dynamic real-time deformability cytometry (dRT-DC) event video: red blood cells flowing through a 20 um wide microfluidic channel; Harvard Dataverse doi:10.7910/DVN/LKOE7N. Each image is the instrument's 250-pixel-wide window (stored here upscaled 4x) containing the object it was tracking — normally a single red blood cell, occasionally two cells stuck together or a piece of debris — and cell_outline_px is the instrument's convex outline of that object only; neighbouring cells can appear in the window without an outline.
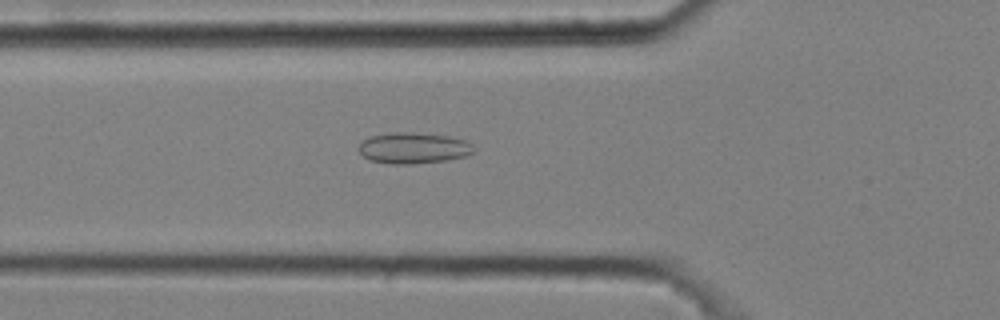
{"species": "common noctule bat (a hibernating species)", "species_latin": "Nyctalus noctula", "temperature_condition": "cold", "stored_images_in_passage": 45, "camera_frame_rate_fps": 3000, "um_per_image_px": 0.085, "animal": {"sex": "male", "body_mass_g": 20.4}, "frame": {"image": 1, "passage_image": 13, "time_ms": 4.0, "image_size_px": [1000, 320], "cell_outline_px": [[476, 148], [472, 152], [464, 156], [444, 160], [412, 164], [388, 164], [368, 160], [356, 148], [368, 136], [392, 132], [412, 132], [448, 136], [468, 140]], "centroid_in_image_um": [35.11, 12.57], "position_along_channel_um": 90.7, "area_um2": 20.98}}
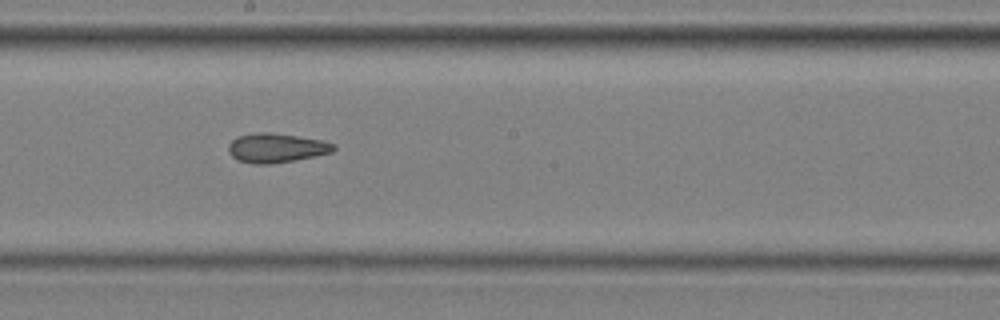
{"frame": {"image": 2, "passage_image": 24, "time_ms": 7.667, "image_size_px": [1000, 320], "cell_outline_px": [[336, 148], [332, 152], [316, 156], [268, 164], [252, 164], [240, 160], [232, 156], [228, 152], [228, 144], [236, 136], [256, 132], [268, 132], [324, 140], [336, 144]], "centroid_in_image_um": [23.49, 12.56], "position_along_channel_um": 224.7, "area_um2": 17.98}}
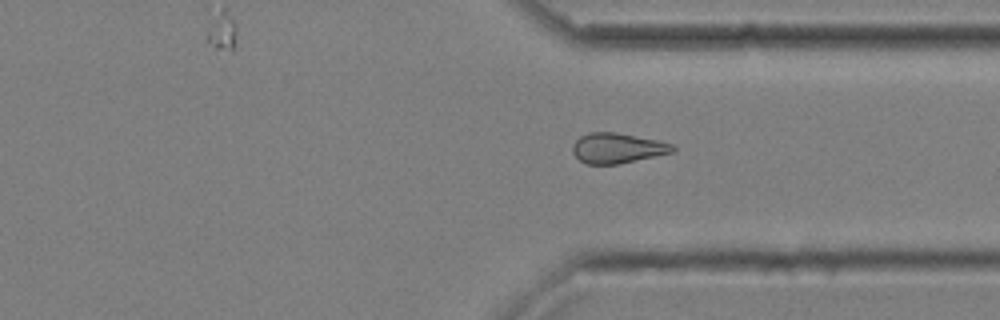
{"frame": {"image": 3, "passage_image": 35, "time_ms": 11.333, "image_size_px": [1000, 320], "cell_outline_px": [[676, 148], [672, 152], [620, 164], [588, 164], [580, 160], [572, 152], [572, 144], [580, 136], [588, 132], [616, 132], [656, 140], [672, 144]], "centroid_in_image_um": [52.44, 12.58], "position_along_channel_um": 359.0, "area_um2": 17.51}, "authors_computed_cell_mechanics": {"area_um2": 18.1492, "velocity_mm_per_s": 3.6464, "shape_relaxation_time_tau1_ms": null, "shape_relaxation_time_tau2_ms": 6.1735, "deformation_change_tau1": null, "deformation_change_tau2": 0.1339}}